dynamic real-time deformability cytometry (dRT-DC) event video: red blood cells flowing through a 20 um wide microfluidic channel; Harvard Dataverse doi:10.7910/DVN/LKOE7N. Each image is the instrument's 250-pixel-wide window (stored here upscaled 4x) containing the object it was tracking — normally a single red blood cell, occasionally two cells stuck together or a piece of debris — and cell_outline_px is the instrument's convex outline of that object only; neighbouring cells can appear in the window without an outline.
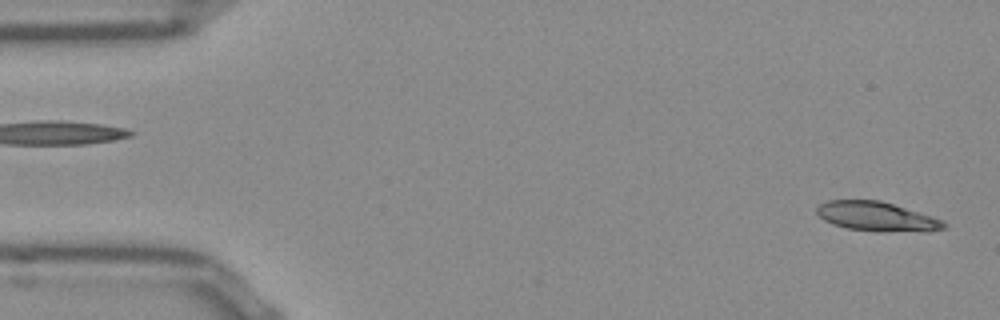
{"species": "Egyptian fruit bat (a non-hibernating species)", "species_latin": "Rousettus aegyptiacus", "temperature_condition": "room temperature", "stored_images_in_passage": 51, "camera_frame_rate_fps": 3000, "um_per_image_px": 0.085, "frame": {"image": 1, "passage_image": 1, "time_ms": 0.0, "image_size_px": [1000, 320], "cell_outline_px": [[948, 224], [944, 228], [928, 232], [880, 232], [848, 228], [832, 224], [824, 220], [816, 212], [816, 208], [820, 204], [828, 200], [880, 200], [932, 216], [944, 220]], "centroid_in_image_um": [74.57, 18.42], "position_along_channel_um": 10.4, "area_um2": 21.96}}
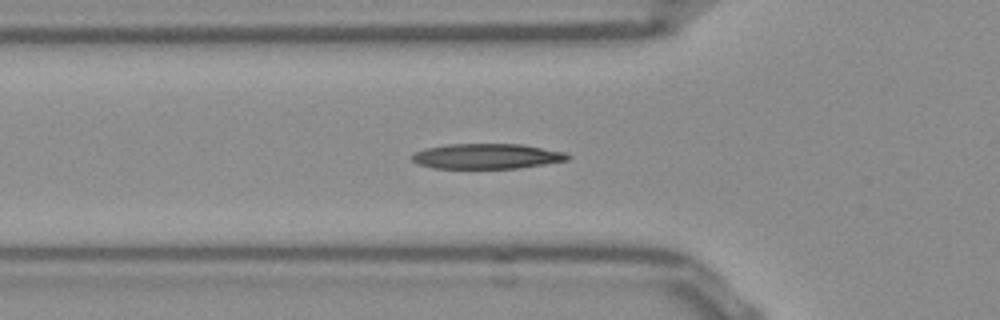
{"frame": {"image": 2, "passage_image": 16, "time_ms": 5.0, "image_size_px": [1000, 320], "cell_outline_px": [[572, 156], [568, 160], [544, 164], [516, 168], [432, 168], [420, 164], [412, 160], [412, 156], [416, 152], [428, 148], [448, 144], [524, 144], [564, 152]], "centroid_in_image_um": [41.42, 13.28], "position_along_channel_um": 84.4, "area_um2": 22.66}}
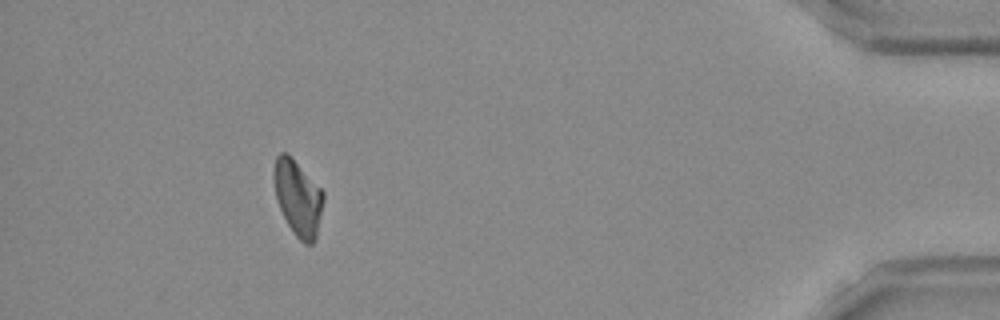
{"frame": {"image": 3, "passage_image": 46, "time_ms": 15.0, "image_size_px": [1000, 320], "cell_outline_px": [[324, 200], [316, 236], [312, 244], [304, 244], [296, 236], [288, 224], [276, 200], [272, 180], [272, 168], [276, 156], [280, 152], [288, 152], [324, 192]], "centroid_in_image_um": [25.28, 16.76], "position_along_channel_um": 409.9, "area_um2": 22.02}}